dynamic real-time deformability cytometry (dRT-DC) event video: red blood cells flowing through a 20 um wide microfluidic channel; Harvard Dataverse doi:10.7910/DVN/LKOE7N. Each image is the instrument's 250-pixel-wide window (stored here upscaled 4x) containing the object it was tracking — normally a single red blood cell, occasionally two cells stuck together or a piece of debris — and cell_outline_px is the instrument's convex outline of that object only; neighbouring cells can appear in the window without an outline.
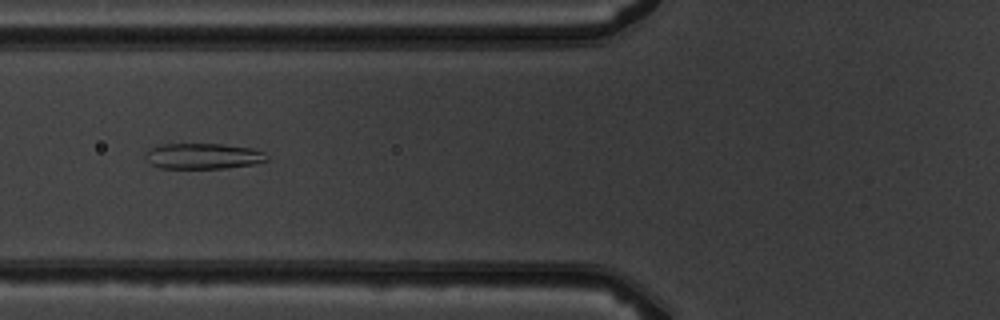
{"species": "common noctule bat (a hibernating species)", "species_latin": "Nyctalus noctula", "temperature_condition": "warm", "stored_images_in_passage": 10, "camera_frame_rate_fps": 3000, "um_per_image_px": 0.085, "animal": {"sex": "male", "body_mass_g": 19.5, "forearm_length_mm": 54.6}, "frame": {"image": 1, "passage_image": 6, "time_ms": 6.0, "image_size_px": [1000, 320], "cell_outline_px": [[268, 160], [252, 164], [224, 168], [160, 168], [148, 164], [144, 156], [144, 152], [160, 144], [224, 144], [252, 148], [264, 152], [268, 156]], "centroid_in_image_um": [17.22, 13.27], "position_along_channel_um": 108.6, "area_um2": 18.32}}
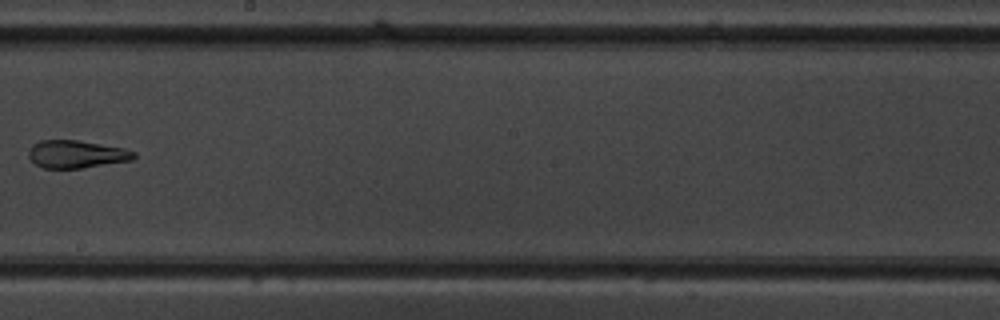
{"frame": {"image": 2, "passage_image": 9, "time_ms": 9.333, "image_size_px": [1000, 320], "cell_outline_px": [[136, 156], [132, 160], [80, 168], [44, 168], [36, 164], [28, 156], [28, 152], [32, 144], [40, 140], [76, 140], [124, 148], [136, 152]], "centroid_in_image_um": [6.49, 13.1], "position_along_channel_um": 241.7, "area_um2": 16.88}}
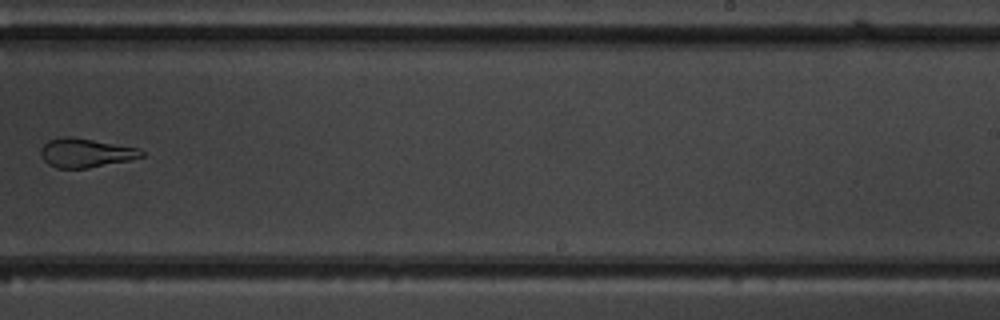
{"frame": {"image": 3, "passage_image": 10, "time_ms": 10.333, "image_size_px": [1000, 320], "cell_outline_px": [[144, 156], [132, 160], [88, 168], [56, 168], [48, 164], [40, 156], [40, 148], [48, 140], [64, 136], [72, 136], [140, 148], [144, 152]], "centroid_in_image_um": [7.29, 12.99], "position_along_channel_um": 281.7, "area_um2": 17.28}}